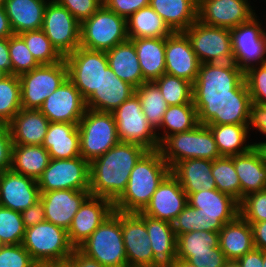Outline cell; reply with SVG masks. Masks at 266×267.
<instances>
[{"label":"cell","mask_w":266,"mask_h":267,"mask_svg":"<svg viewBox=\"0 0 266 267\" xmlns=\"http://www.w3.org/2000/svg\"><path fill=\"white\" fill-rule=\"evenodd\" d=\"M187 203L172 222L176 237L192 231L219 232L239 215V202L217 189L192 193Z\"/></svg>","instance_id":"cell-1"},{"label":"cell","mask_w":266,"mask_h":267,"mask_svg":"<svg viewBox=\"0 0 266 267\" xmlns=\"http://www.w3.org/2000/svg\"><path fill=\"white\" fill-rule=\"evenodd\" d=\"M148 150L119 142L90 163V195L103 197L114 203L125 191L131 171Z\"/></svg>","instance_id":"cell-2"},{"label":"cell","mask_w":266,"mask_h":267,"mask_svg":"<svg viewBox=\"0 0 266 267\" xmlns=\"http://www.w3.org/2000/svg\"><path fill=\"white\" fill-rule=\"evenodd\" d=\"M169 173L170 167L160 151H147L131 171L125 191L113 203L114 210L124 213L142 212Z\"/></svg>","instance_id":"cell-3"},{"label":"cell","mask_w":266,"mask_h":267,"mask_svg":"<svg viewBox=\"0 0 266 267\" xmlns=\"http://www.w3.org/2000/svg\"><path fill=\"white\" fill-rule=\"evenodd\" d=\"M198 123L249 125L252 100L246 82L232 95L193 96Z\"/></svg>","instance_id":"cell-4"},{"label":"cell","mask_w":266,"mask_h":267,"mask_svg":"<svg viewBox=\"0 0 266 267\" xmlns=\"http://www.w3.org/2000/svg\"><path fill=\"white\" fill-rule=\"evenodd\" d=\"M78 249L105 267H128L121 212L114 210Z\"/></svg>","instance_id":"cell-5"},{"label":"cell","mask_w":266,"mask_h":267,"mask_svg":"<svg viewBox=\"0 0 266 267\" xmlns=\"http://www.w3.org/2000/svg\"><path fill=\"white\" fill-rule=\"evenodd\" d=\"M158 150L170 169L185 159L202 158L213 161L221 157L213 134L205 124L167 136Z\"/></svg>","instance_id":"cell-6"},{"label":"cell","mask_w":266,"mask_h":267,"mask_svg":"<svg viewBox=\"0 0 266 267\" xmlns=\"http://www.w3.org/2000/svg\"><path fill=\"white\" fill-rule=\"evenodd\" d=\"M127 39V19L104 4L80 23V46L86 49L106 52Z\"/></svg>","instance_id":"cell-7"},{"label":"cell","mask_w":266,"mask_h":267,"mask_svg":"<svg viewBox=\"0 0 266 267\" xmlns=\"http://www.w3.org/2000/svg\"><path fill=\"white\" fill-rule=\"evenodd\" d=\"M21 244L37 264L68 260L75 249L67 230L47 221L26 228Z\"/></svg>","instance_id":"cell-8"},{"label":"cell","mask_w":266,"mask_h":267,"mask_svg":"<svg viewBox=\"0 0 266 267\" xmlns=\"http://www.w3.org/2000/svg\"><path fill=\"white\" fill-rule=\"evenodd\" d=\"M80 155L89 163L120 141L112 113L86 109L78 123Z\"/></svg>","instance_id":"cell-9"},{"label":"cell","mask_w":266,"mask_h":267,"mask_svg":"<svg viewBox=\"0 0 266 267\" xmlns=\"http://www.w3.org/2000/svg\"><path fill=\"white\" fill-rule=\"evenodd\" d=\"M112 114L120 142L137 144L148 151L159 149L157 133L143 114L141 102L136 93L124 101Z\"/></svg>","instance_id":"cell-10"},{"label":"cell","mask_w":266,"mask_h":267,"mask_svg":"<svg viewBox=\"0 0 266 267\" xmlns=\"http://www.w3.org/2000/svg\"><path fill=\"white\" fill-rule=\"evenodd\" d=\"M68 78L65 59L53 64H41L19 75L21 105L24 109H39L46 98Z\"/></svg>","instance_id":"cell-11"},{"label":"cell","mask_w":266,"mask_h":267,"mask_svg":"<svg viewBox=\"0 0 266 267\" xmlns=\"http://www.w3.org/2000/svg\"><path fill=\"white\" fill-rule=\"evenodd\" d=\"M183 33L189 39L200 64L233 62L230 29L207 25L196 20Z\"/></svg>","instance_id":"cell-12"},{"label":"cell","mask_w":266,"mask_h":267,"mask_svg":"<svg viewBox=\"0 0 266 267\" xmlns=\"http://www.w3.org/2000/svg\"><path fill=\"white\" fill-rule=\"evenodd\" d=\"M258 17L256 14L248 22L230 29L233 62L243 72L250 67L266 63V26Z\"/></svg>","instance_id":"cell-13"},{"label":"cell","mask_w":266,"mask_h":267,"mask_svg":"<svg viewBox=\"0 0 266 267\" xmlns=\"http://www.w3.org/2000/svg\"><path fill=\"white\" fill-rule=\"evenodd\" d=\"M64 59L68 67V78L87 100L100 87L102 72L109 67L106 52L79 46Z\"/></svg>","instance_id":"cell-14"},{"label":"cell","mask_w":266,"mask_h":267,"mask_svg":"<svg viewBox=\"0 0 266 267\" xmlns=\"http://www.w3.org/2000/svg\"><path fill=\"white\" fill-rule=\"evenodd\" d=\"M37 183L40 192L89 190L90 163L82 156L73 159H50Z\"/></svg>","instance_id":"cell-15"},{"label":"cell","mask_w":266,"mask_h":267,"mask_svg":"<svg viewBox=\"0 0 266 267\" xmlns=\"http://www.w3.org/2000/svg\"><path fill=\"white\" fill-rule=\"evenodd\" d=\"M41 29L63 57L80 46V22L56 0L48 1Z\"/></svg>","instance_id":"cell-16"},{"label":"cell","mask_w":266,"mask_h":267,"mask_svg":"<svg viewBox=\"0 0 266 267\" xmlns=\"http://www.w3.org/2000/svg\"><path fill=\"white\" fill-rule=\"evenodd\" d=\"M245 82L244 72L234 62L203 63L193 83V96L232 95Z\"/></svg>","instance_id":"cell-17"},{"label":"cell","mask_w":266,"mask_h":267,"mask_svg":"<svg viewBox=\"0 0 266 267\" xmlns=\"http://www.w3.org/2000/svg\"><path fill=\"white\" fill-rule=\"evenodd\" d=\"M121 230L128 267H162L154 259L142 212H121Z\"/></svg>","instance_id":"cell-18"},{"label":"cell","mask_w":266,"mask_h":267,"mask_svg":"<svg viewBox=\"0 0 266 267\" xmlns=\"http://www.w3.org/2000/svg\"><path fill=\"white\" fill-rule=\"evenodd\" d=\"M254 8L250 0H198V20L207 25L232 29L255 16Z\"/></svg>","instance_id":"cell-19"},{"label":"cell","mask_w":266,"mask_h":267,"mask_svg":"<svg viewBox=\"0 0 266 267\" xmlns=\"http://www.w3.org/2000/svg\"><path fill=\"white\" fill-rule=\"evenodd\" d=\"M86 109V100L72 81L67 78L59 88L46 98L39 111L50 122L78 124Z\"/></svg>","instance_id":"cell-20"},{"label":"cell","mask_w":266,"mask_h":267,"mask_svg":"<svg viewBox=\"0 0 266 267\" xmlns=\"http://www.w3.org/2000/svg\"><path fill=\"white\" fill-rule=\"evenodd\" d=\"M113 211L110 200L89 195L79 207L67 231L74 248H78Z\"/></svg>","instance_id":"cell-21"},{"label":"cell","mask_w":266,"mask_h":267,"mask_svg":"<svg viewBox=\"0 0 266 267\" xmlns=\"http://www.w3.org/2000/svg\"><path fill=\"white\" fill-rule=\"evenodd\" d=\"M41 196L37 180L12 171L0 173V205L23 212L34 205Z\"/></svg>","instance_id":"cell-22"},{"label":"cell","mask_w":266,"mask_h":267,"mask_svg":"<svg viewBox=\"0 0 266 267\" xmlns=\"http://www.w3.org/2000/svg\"><path fill=\"white\" fill-rule=\"evenodd\" d=\"M200 62L183 32L166 37L165 73L194 83Z\"/></svg>","instance_id":"cell-23"},{"label":"cell","mask_w":266,"mask_h":267,"mask_svg":"<svg viewBox=\"0 0 266 267\" xmlns=\"http://www.w3.org/2000/svg\"><path fill=\"white\" fill-rule=\"evenodd\" d=\"M187 204V194L178 180L169 173L159 184L142 213L172 223Z\"/></svg>","instance_id":"cell-24"},{"label":"cell","mask_w":266,"mask_h":267,"mask_svg":"<svg viewBox=\"0 0 266 267\" xmlns=\"http://www.w3.org/2000/svg\"><path fill=\"white\" fill-rule=\"evenodd\" d=\"M89 195V190L65 189L41 192L45 221L68 231L79 207Z\"/></svg>","instance_id":"cell-25"},{"label":"cell","mask_w":266,"mask_h":267,"mask_svg":"<svg viewBox=\"0 0 266 267\" xmlns=\"http://www.w3.org/2000/svg\"><path fill=\"white\" fill-rule=\"evenodd\" d=\"M135 91V87L118 78L108 67L102 72L100 87L86 100V107L94 111L113 113Z\"/></svg>","instance_id":"cell-26"},{"label":"cell","mask_w":266,"mask_h":267,"mask_svg":"<svg viewBox=\"0 0 266 267\" xmlns=\"http://www.w3.org/2000/svg\"><path fill=\"white\" fill-rule=\"evenodd\" d=\"M49 124L39 109L22 108L7 125L13 145H42Z\"/></svg>","instance_id":"cell-27"},{"label":"cell","mask_w":266,"mask_h":267,"mask_svg":"<svg viewBox=\"0 0 266 267\" xmlns=\"http://www.w3.org/2000/svg\"><path fill=\"white\" fill-rule=\"evenodd\" d=\"M170 173L181 184L187 197L201 190L216 189L215 179L212 176V160L185 159L175 164Z\"/></svg>","instance_id":"cell-28"},{"label":"cell","mask_w":266,"mask_h":267,"mask_svg":"<svg viewBox=\"0 0 266 267\" xmlns=\"http://www.w3.org/2000/svg\"><path fill=\"white\" fill-rule=\"evenodd\" d=\"M51 159H73L80 155L78 124L50 122L42 144Z\"/></svg>","instance_id":"cell-29"},{"label":"cell","mask_w":266,"mask_h":267,"mask_svg":"<svg viewBox=\"0 0 266 267\" xmlns=\"http://www.w3.org/2000/svg\"><path fill=\"white\" fill-rule=\"evenodd\" d=\"M49 0H5L4 10L14 34L39 30Z\"/></svg>","instance_id":"cell-30"},{"label":"cell","mask_w":266,"mask_h":267,"mask_svg":"<svg viewBox=\"0 0 266 267\" xmlns=\"http://www.w3.org/2000/svg\"><path fill=\"white\" fill-rule=\"evenodd\" d=\"M219 248L228 260H238L254 247L251 224L238 215L219 231Z\"/></svg>","instance_id":"cell-31"},{"label":"cell","mask_w":266,"mask_h":267,"mask_svg":"<svg viewBox=\"0 0 266 267\" xmlns=\"http://www.w3.org/2000/svg\"><path fill=\"white\" fill-rule=\"evenodd\" d=\"M108 66L121 80L138 88L145 83L135 46L131 39L106 51Z\"/></svg>","instance_id":"cell-32"},{"label":"cell","mask_w":266,"mask_h":267,"mask_svg":"<svg viewBox=\"0 0 266 267\" xmlns=\"http://www.w3.org/2000/svg\"><path fill=\"white\" fill-rule=\"evenodd\" d=\"M149 5L172 32H184L198 20V0H150Z\"/></svg>","instance_id":"cell-33"},{"label":"cell","mask_w":266,"mask_h":267,"mask_svg":"<svg viewBox=\"0 0 266 267\" xmlns=\"http://www.w3.org/2000/svg\"><path fill=\"white\" fill-rule=\"evenodd\" d=\"M145 225L154 259L162 267H169L177 257V237L172 223L145 215Z\"/></svg>","instance_id":"cell-34"},{"label":"cell","mask_w":266,"mask_h":267,"mask_svg":"<svg viewBox=\"0 0 266 267\" xmlns=\"http://www.w3.org/2000/svg\"><path fill=\"white\" fill-rule=\"evenodd\" d=\"M131 39L145 82H154L165 73L166 38Z\"/></svg>","instance_id":"cell-35"},{"label":"cell","mask_w":266,"mask_h":267,"mask_svg":"<svg viewBox=\"0 0 266 267\" xmlns=\"http://www.w3.org/2000/svg\"><path fill=\"white\" fill-rule=\"evenodd\" d=\"M233 162L241 184V200L266 189V165L253 148L247 153L233 155Z\"/></svg>","instance_id":"cell-36"},{"label":"cell","mask_w":266,"mask_h":267,"mask_svg":"<svg viewBox=\"0 0 266 267\" xmlns=\"http://www.w3.org/2000/svg\"><path fill=\"white\" fill-rule=\"evenodd\" d=\"M211 130L221 156L240 155L253 148L249 125L222 124L207 125Z\"/></svg>","instance_id":"cell-37"},{"label":"cell","mask_w":266,"mask_h":267,"mask_svg":"<svg viewBox=\"0 0 266 267\" xmlns=\"http://www.w3.org/2000/svg\"><path fill=\"white\" fill-rule=\"evenodd\" d=\"M50 159L47 149L42 145H13L10 169L38 180Z\"/></svg>","instance_id":"cell-38"},{"label":"cell","mask_w":266,"mask_h":267,"mask_svg":"<svg viewBox=\"0 0 266 267\" xmlns=\"http://www.w3.org/2000/svg\"><path fill=\"white\" fill-rule=\"evenodd\" d=\"M128 38H166L173 32L149 5L127 19Z\"/></svg>","instance_id":"cell-39"},{"label":"cell","mask_w":266,"mask_h":267,"mask_svg":"<svg viewBox=\"0 0 266 267\" xmlns=\"http://www.w3.org/2000/svg\"><path fill=\"white\" fill-rule=\"evenodd\" d=\"M198 124L197 111L193 102L168 106L160 127L156 131L159 143H161L167 136L189 131ZM161 129L163 132H161Z\"/></svg>","instance_id":"cell-40"},{"label":"cell","mask_w":266,"mask_h":267,"mask_svg":"<svg viewBox=\"0 0 266 267\" xmlns=\"http://www.w3.org/2000/svg\"><path fill=\"white\" fill-rule=\"evenodd\" d=\"M135 93L140 99L143 114L152 128L157 131L168 108L161 91L154 82H145L136 88Z\"/></svg>","instance_id":"cell-41"},{"label":"cell","mask_w":266,"mask_h":267,"mask_svg":"<svg viewBox=\"0 0 266 267\" xmlns=\"http://www.w3.org/2000/svg\"><path fill=\"white\" fill-rule=\"evenodd\" d=\"M219 247V232L192 231L177 237V257L189 260L194 254L210 253Z\"/></svg>","instance_id":"cell-42"},{"label":"cell","mask_w":266,"mask_h":267,"mask_svg":"<svg viewBox=\"0 0 266 267\" xmlns=\"http://www.w3.org/2000/svg\"><path fill=\"white\" fill-rule=\"evenodd\" d=\"M212 176L218 191L241 201V184L234 168L233 156H221L213 160Z\"/></svg>","instance_id":"cell-43"},{"label":"cell","mask_w":266,"mask_h":267,"mask_svg":"<svg viewBox=\"0 0 266 267\" xmlns=\"http://www.w3.org/2000/svg\"><path fill=\"white\" fill-rule=\"evenodd\" d=\"M19 76L8 75L0 80V124H8L22 109Z\"/></svg>","instance_id":"cell-44"},{"label":"cell","mask_w":266,"mask_h":267,"mask_svg":"<svg viewBox=\"0 0 266 267\" xmlns=\"http://www.w3.org/2000/svg\"><path fill=\"white\" fill-rule=\"evenodd\" d=\"M168 106L193 102V83L164 73L154 81Z\"/></svg>","instance_id":"cell-45"},{"label":"cell","mask_w":266,"mask_h":267,"mask_svg":"<svg viewBox=\"0 0 266 267\" xmlns=\"http://www.w3.org/2000/svg\"><path fill=\"white\" fill-rule=\"evenodd\" d=\"M19 35L23 38L27 48L40 65L53 64L64 59L46 37L42 29L25 31Z\"/></svg>","instance_id":"cell-46"},{"label":"cell","mask_w":266,"mask_h":267,"mask_svg":"<svg viewBox=\"0 0 266 267\" xmlns=\"http://www.w3.org/2000/svg\"><path fill=\"white\" fill-rule=\"evenodd\" d=\"M25 230L21 212L0 205V239L4 245L21 244Z\"/></svg>","instance_id":"cell-47"},{"label":"cell","mask_w":266,"mask_h":267,"mask_svg":"<svg viewBox=\"0 0 266 267\" xmlns=\"http://www.w3.org/2000/svg\"><path fill=\"white\" fill-rule=\"evenodd\" d=\"M9 55L13 75L19 76L40 65L19 34H13L9 37Z\"/></svg>","instance_id":"cell-48"},{"label":"cell","mask_w":266,"mask_h":267,"mask_svg":"<svg viewBox=\"0 0 266 267\" xmlns=\"http://www.w3.org/2000/svg\"><path fill=\"white\" fill-rule=\"evenodd\" d=\"M239 215L250 224L266 221V189L244 197L239 202Z\"/></svg>","instance_id":"cell-49"},{"label":"cell","mask_w":266,"mask_h":267,"mask_svg":"<svg viewBox=\"0 0 266 267\" xmlns=\"http://www.w3.org/2000/svg\"><path fill=\"white\" fill-rule=\"evenodd\" d=\"M252 104L266 105V63L250 67L244 72Z\"/></svg>","instance_id":"cell-50"},{"label":"cell","mask_w":266,"mask_h":267,"mask_svg":"<svg viewBox=\"0 0 266 267\" xmlns=\"http://www.w3.org/2000/svg\"><path fill=\"white\" fill-rule=\"evenodd\" d=\"M0 267H37L22 244L4 245L0 248Z\"/></svg>","instance_id":"cell-51"},{"label":"cell","mask_w":266,"mask_h":267,"mask_svg":"<svg viewBox=\"0 0 266 267\" xmlns=\"http://www.w3.org/2000/svg\"><path fill=\"white\" fill-rule=\"evenodd\" d=\"M65 7L80 23L88 19L103 4L101 0H56Z\"/></svg>","instance_id":"cell-52"},{"label":"cell","mask_w":266,"mask_h":267,"mask_svg":"<svg viewBox=\"0 0 266 267\" xmlns=\"http://www.w3.org/2000/svg\"><path fill=\"white\" fill-rule=\"evenodd\" d=\"M150 0H105L103 4L119 16L128 19L143 7L149 6Z\"/></svg>","instance_id":"cell-53"},{"label":"cell","mask_w":266,"mask_h":267,"mask_svg":"<svg viewBox=\"0 0 266 267\" xmlns=\"http://www.w3.org/2000/svg\"><path fill=\"white\" fill-rule=\"evenodd\" d=\"M188 261L196 267H224L228 259L219 247H214L210 253L194 254Z\"/></svg>","instance_id":"cell-54"},{"label":"cell","mask_w":266,"mask_h":267,"mask_svg":"<svg viewBox=\"0 0 266 267\" xmlns=\"http://www.w3.org/2000/svg\"><path fill=\"white\" fill-rule=\"evenodd\" d=\"M13 142L8 125L0 124V173L11 167Z\"/></svg>","instance_id":"cell-55"},{"label":"cell","mask_w":266,"mask_h":267,"mask_svg":"<svg viewBox=\"0 0 266 267\" xmlns=\"http://www.w3.org/2000/svg\"><path fill=\"white\" fill-rule=\"evenodd\" d=\"M21 216L25 228H29L44 222L45 212L42 200L39 199L34 205L21 212Z\"/></svg>","instance_id":"cell-56"},{"label":"cell","mask_w":266,"mask_h":267,"mask_svg":"<svg viewBox=\"0 0 266 267\" xmlns=\"http://www.w3.org/2000/svg\"><path fill=\"white\" fill-rule=\"evenodd\" d=\"M252 128L264 135L266 139V105L252 104L249 129L252 131Z\"/></svg>","instance_id":"cell-57"},{"label":"cell","mask_w":266,"mask_h":267,"mask_svg":"<svg viewBox=\"0 0 266 267\" xmlns=\"http://www.w3.org/2000/svg\"><path fill=\"white\" fill-rule=\"evenodd\" d=\"M68 260L73 267H105L96 260L86 256L78 248H75Z\"/></svg>","instance_id":"cell-58"},{"label":"cell","mask_w":266,"mask_h":267,"mask_svg":"<svg viewBox=\"0 0 266 267\" xmlns=\"http://www.w3.org/2000/svg\"><path fill=\"white\" fill-rule=\"evenodd\" d=\"M253 242L256 249L266 252V221L252 223Z\"/></svg>","instance_id":"cell-59"},{"label":"cell","mask_w":266,"mask_h":267,"mask_svg":"<svg viewBox=\"0 0 266 267\" xmlns=\"http://www.w3.org/2000/svg\"><path fill=\"white\" fill-rule=\"evenodd\" d=\"M242 267H263V251L254 248L238 259Z\"/></svg>","instance_id":"cell-60"},{"label":"cell","mask_w":266,"mask_h":267,"mask_svg":"<svg viewBox=\"0 0 266 267\" xmlns=\"http://www.w3.org/2000/svg\"><path fill=\"white\" fill-rule=\"evenodd\" d=\"M0 69L8 75L12 74V65L9 55V37L0 38Z\"/></svg>","instance_id":"cell-61"},{"label":"cell","mask_w":266,"mask_h":267,"mask_svg":"<svg viewBox=\"0 0 266 267\" xmlns=\"http://www.w3.org/2000/svg\"><path fill=\"white\" fill-rule=\"evenodd\" d=\"M10 26L9 18L4 10L3 5H0V38H7L13 35Z\"/></svg>","instance_id":"cell-62"},{"label":"cell","mask_w":266,"mask_h":267,"mask_svg":"<svg viewBox=\"0 0 266 267\" xmlns=\"http://www.w3.org/2000/svg\"><path fill=\"white\" fill-rule=\"evenodd\" d=\"M253 149L259 154L261 161L266 165V140L253 142Z\"/></svg>","instance_id":"cell-63"},{"label":"cell","mask_w":266,"mask_h":267,"mask_svg":"<svg viewBox=\"0 0 266 267\" xmlns=\"http://www.w3.org/2000/svg\"><path fill=\"white\" fill-rule=\"evenodd\" d=\"M37 267H73L69 260L55 261V262H44L37 264Z\"/></svg>","instance_id":"cell-64"},{"label":"cell","mask_w":266,"mask_h":267,"mask_svg":"<svg viewBox=\"0 0 266 267\" xmlns=\"http://www.w3.org/2000/svg\"><path fill=\"white\" fill-rule=\"evenodd\" d=\"M169 267H196V266L191 264L187 260L176 258Z\"/></svg>","instance_id":"cell-65"},{"label":"cell","mask_w":266,"mask_h":267,"mask_svg":"<svg viewBox=\"0 0 266 267\" xmlns=\"http://www.w3.org/2000/svg\"><path fill=\"white\" fill-rule=\"evenodd\" d=\"M224 267H242L238 260H228Z\"/></svg>","instance_id":"cell-66"},{"label":"cell","mask_w":266,"mask_h":267,"mask_svg":"<svg viewBox=\"0 0 266 267\" xmlns=\"http://www.w3.org/2000/svg\"><path fill=\"white\" fill-rule=\"evenodd\" d=\"M6 76H8V74L4 70L0 69V80L5 78Z\"/></svg>","instance_id":"cell-67"},{"label":"cell","mask_w":266,"mask_h":267,"mask_svg":"<svg viewBox=\"0 0 266 267\" xmlns=\"http://www.w3.org/2000/svg\"><path fill=\"white\" fill-rule=\"evenodd\" d=\"M263 267H266V252L263 251Z\"/></svg>","instance_id":"cell-68"},{"label":"cell","mask_w":266,"mask_h":267,"mask_svg":"<svg viewBox=\"0 0 266 267\" xmlns=\"http://www.w3.org/2000/svg\"><path fill=\"white\" fill-rule=\"evenodd\" d=\"M4 246V243L0 239V248Z\"/></svg>","instance_id":"cell-69"},{"label":"cell","mask_w":266,"mask_h":267,"mask_svg":"<svg viewBox=\"0 0 266 267\" xmlns=\"http://www.w3.org/2000/svg\"><path fill=\"white\" fill-rule=\"evenodd\" d=\"M5 0H0V5H3Z\"/></svg>","instance_id":"cell-70"}]
</instances>
